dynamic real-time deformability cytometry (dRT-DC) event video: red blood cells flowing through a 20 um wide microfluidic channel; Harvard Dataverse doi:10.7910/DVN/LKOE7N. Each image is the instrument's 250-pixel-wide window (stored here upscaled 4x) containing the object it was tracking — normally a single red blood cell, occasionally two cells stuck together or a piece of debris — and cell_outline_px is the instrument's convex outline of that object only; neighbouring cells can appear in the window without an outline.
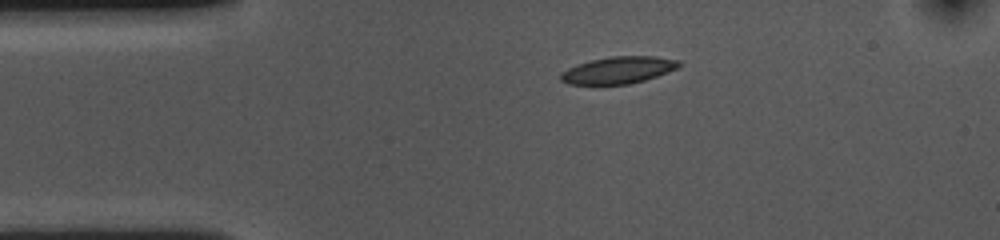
{"species": "common noctule bat (a hibernating species)", "species_latin": "Nyctalus noctula", "temperature_condition": "cold", "stored_images_in_passage": 45, "camera_frame_rate_fps": 3000, "um_per_image_px": 0.085, "animal": {"sex": "female", "body_mass_g": 10.0, "forearm_length_mm": 53.1}, "frame": {"image": 1, "passage_image": 1, "time_ms": 0.0, "image_size_px": [1000, 240], "cell_outline_px": [[684, 64], [668, 72], [644, 80], [628, 84], [596, 88], [568, 84], [560, 80], [560, 72], [568, 68], [592, 60], [608, 56], [656, 56], [680, 60]], "centroid_in_image_um": [52.51, 6.01], "position_along_channel_um": 32.5, "area_um2": 19.42}}
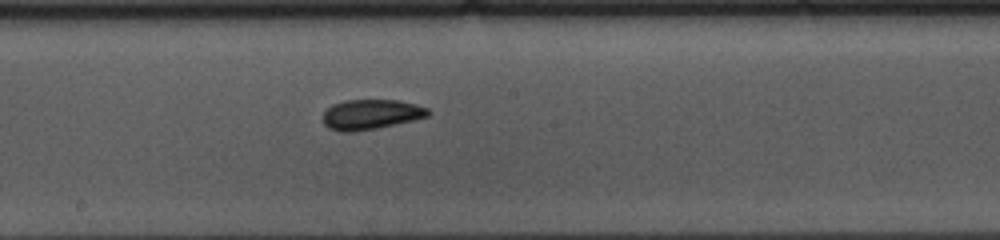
{"frame": {"image": 2, "passage_image": 19, "time_ms": 6.0, "image_size_px": [1000, 240], "cell_outline_px": [[432, 112], [428, 116], [396, 124], [376, 128], [352, 132], [340, 132], [328, 128], [324, 124], [324, 112], [332, 104], [344, 100], [400, 100], [416, 104], [428, 108]], "centroid_in_image_um": [31.54, 9.72], "position_along_channel_um": 216.7, "area_um2": 18.44}}
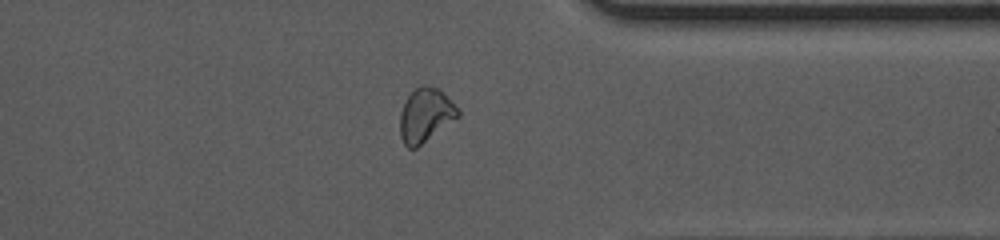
{"frame": {"image": 3, "passage_image": 33, "time_ms": 10.667, "image_size_px": [1000, 240], "cell_outline_px": [[460, 116], [416, 148], [408, 148], [404, 144], [400, 136], [400, 112], [404, 100], [420, 84], [424, 84], [440, 88], [460, 112]], "centroid_in_image_um": [36.15, 9.77], "position_along_channel_um": 375.3, "area_um2": 18.26}, "authors_computed_cell_mechanics": {"area_um2": 18.6116, "velocity_mm_per_s": 3.5801, "shape_relaxation_time_tau1_ms": 5.6536, "shape_relaxation_time_tau2_ms": 3.1588, "deformation_change_tau1": 0.1115, "deformation_change_tau2": 0.0688}}